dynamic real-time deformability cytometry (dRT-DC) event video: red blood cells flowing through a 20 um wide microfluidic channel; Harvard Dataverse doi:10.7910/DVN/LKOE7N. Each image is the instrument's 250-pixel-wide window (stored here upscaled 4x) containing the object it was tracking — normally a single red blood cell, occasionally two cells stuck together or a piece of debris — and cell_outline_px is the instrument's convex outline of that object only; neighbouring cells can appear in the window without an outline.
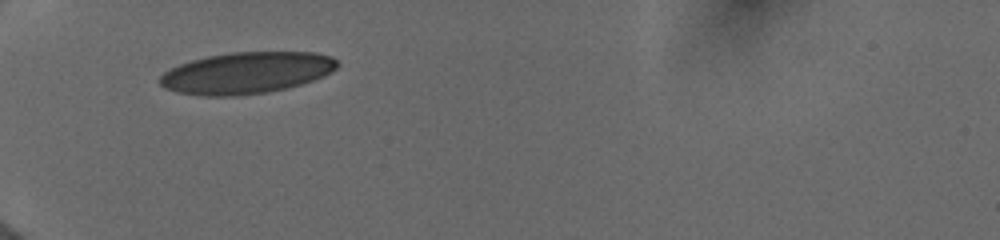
{"species": "human", "species_latin": "Homo sapiens", "temperature_condition": "cold", "stored_images_in_passage": 12, "camera_frame_rate_fps": 3000, "um_per_image_px": 0.085, "donor": {"sex": "female"}, "frame": {"image": 1, "passage_image": 1, "time_ms": 0.0, "image_size_px": [1000, 240], "cell_outline_px": [[340, 64], [332, 72], [324, 76], [288, 88], [268, 92], [236, 96], [200, 96], [176, 92], [164, 88], [160, 84], [160, 76], [164, 72], [180, 64], [192, 60], [208, 56], [232, 52], [316, 52], [332, 56]], "centroid_in_image_um": [20.97, 6.2], "position_along_channel_um": 64.0, "area_um2": 43.12}}
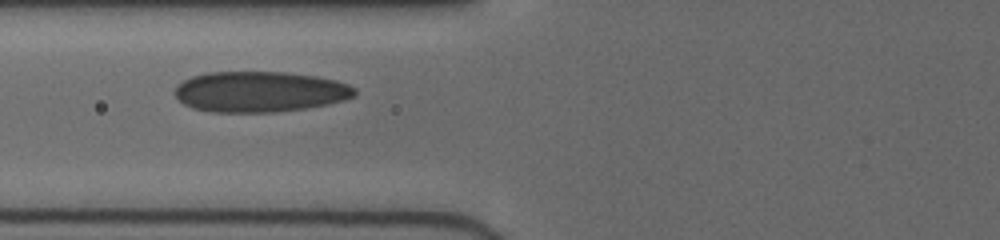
{"frame": {"image": 2, "passage_image": 11, "time_ms": 1.333, "image_size_px": [1000, 240], "cell_outline_px": [[356, 96], [344, 100], [328, 104], [308, 108], [272, 112], [212, 112], [192, 108], [184, 104], [172, 92], [176, 84], [192, 76], [208, 72], [284, 72], [316, 76], [336, 80], [348, 84], [356, 88]], "centroid_in_image_um": [22.08, 7.79], "position_along_channel_um": 103.7, "area_um2": 42.95}}